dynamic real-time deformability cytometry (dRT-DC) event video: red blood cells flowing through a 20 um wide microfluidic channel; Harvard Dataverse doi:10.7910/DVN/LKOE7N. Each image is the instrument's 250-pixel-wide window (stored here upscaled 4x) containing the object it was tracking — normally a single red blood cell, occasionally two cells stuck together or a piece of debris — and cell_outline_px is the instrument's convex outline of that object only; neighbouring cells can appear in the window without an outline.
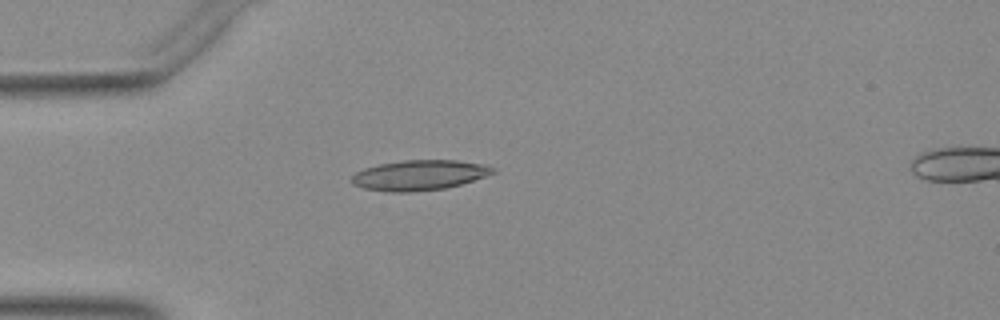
{"species": "Egyptian fruit bat (a non-hibernating species)", "species_latin": "Rousettus aegyptiacus", "temperature_condition": "warm", "stored_images_in_passage": 38, "camera_frame_rate_fps": 3000, "um_per_image_px": 0.085, "animal": {"sex": "female"}, "frame": {"image": 1, "passage_image": 1, "time_ms": 0.0, "image_size_px": [1000, 320], "cell_outline_px": [[496, 172], [460, 184], [444, 188], [408, 192], [388, 192], [364, 188], [352, 184], [352, 176], [356, 172], [364, 168], [380, 164], [404, 160], [456, 160], [484, 164], [492, 168]], "centroid_in_image_um": [35.6, 14.88], "position_along_channel_um": 49.4, "area_um2": 24.51}}
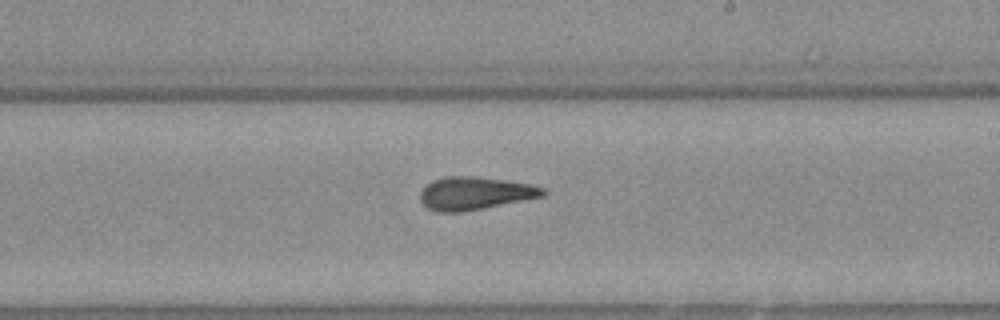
{"frame": {"image": 2, "passage_image": 17, "time_ms": 5.333, "image_size_px": [1000, 320], "cell_outline_px": [[548, 192], [544, 196], [484, 208], [460, 212], [436, 212], [428, 208], [420, 200], [420, 192], [432, 180], [448, 176], [472, 176], [504, 180], [528, 184], [544, 188]], "centroid_in_image_um": [40.36, 16.43], "position_along_channel_um": 248.6, "area_um2": 23.35}}
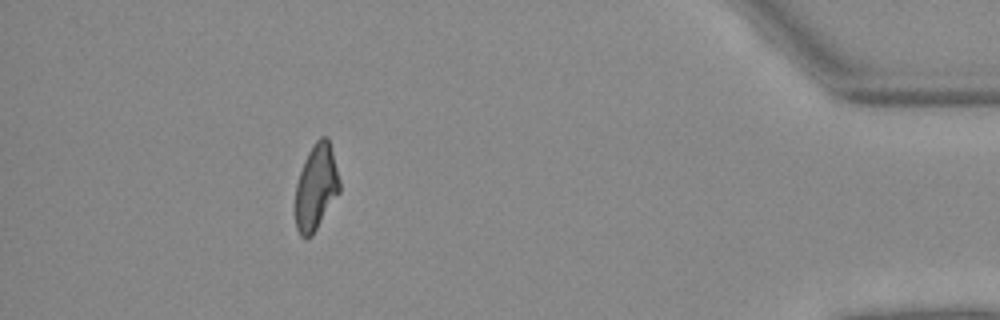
{"frame": {"image": 3, "passage_image": 33, "time_ms": 10.667, "image_size_px": [1000, 320], "cell_outline_px": [[340, 192], [312, 236], [300, 236], [296, 228], [296, 184], [304, 160], [308, 152], [316, 140], [320, 136], [328, 136], [340, 180]], "centroid_in_image_um": [26.88, 15.89], "position_along_channel_um": 408.3, "area_um2": 22.02}}